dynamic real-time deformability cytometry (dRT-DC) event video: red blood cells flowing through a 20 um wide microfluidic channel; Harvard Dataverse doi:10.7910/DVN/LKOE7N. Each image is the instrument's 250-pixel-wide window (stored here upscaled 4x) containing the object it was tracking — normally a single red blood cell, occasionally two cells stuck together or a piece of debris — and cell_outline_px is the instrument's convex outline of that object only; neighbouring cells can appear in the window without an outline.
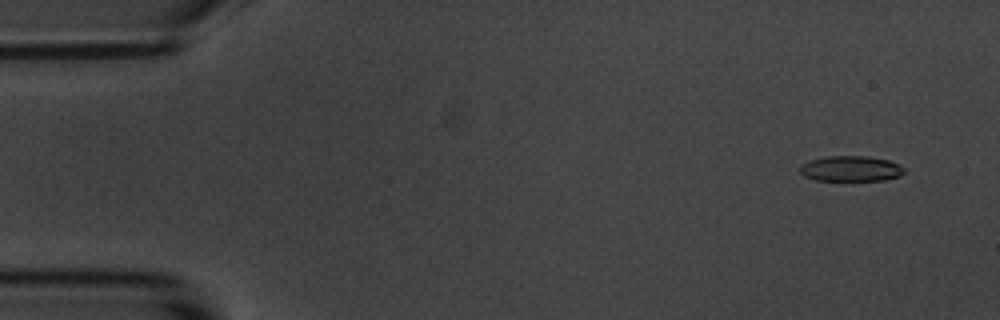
{"species": "common noctule bat (a hibernating species)", "species_latin": "Nyctalus noctula", "temperature_condition": "room temperature", "stored_images_in_passage": 56, "camera_frame_rate_fps": 3000, "um_per_image_px": 0.085, "animal": {"sex": "male", "body_mass_g": 20.1, "forearm_length_mm": 53.5}, "frame": {"image": 1, "passage_image": 4, "time_ms": 1.0, "image_size_px": [1000, 320], "cell_outline_px": [[904, 172], [900, 176], [884, 180], [816, 180], [804, 176], [800, 172], [800, 164], [824, 156], [868, 156], [888, 160], [904, 168]], "centroid_in_image_um": [72.3, 14.33], "position_along_channel_um": 12.7, "area_um2": 15.37}}
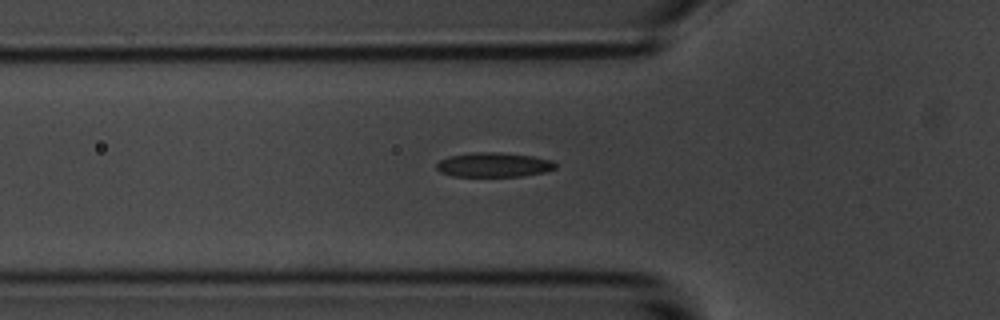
{"frame": {"image": 2, "passage_image": 19, "time_ms": 6.0, "image_size_px": [1000, 320], "cell_outline_px": [[556, 168], [544, 172], [524, 176], [452, 176], [440, 172], [436, 168], [436, 164], [440, 160], [448, 156], [472, 152], [500, 152], [532, 156], [552, 160], [556, 164]], "centroid_in_image_um": [41.95, 14.0], "position_along_channel_um": 83.8, "area_um2": 17.05}}
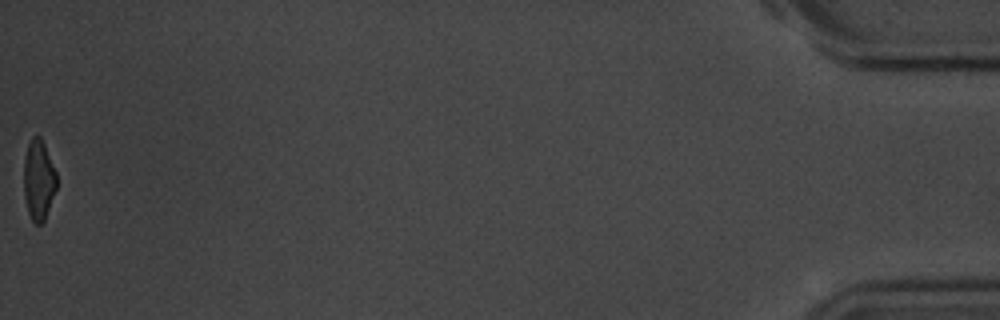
{"frame": {"image": 3, "passage_image": 56, "time_ms": 18.333, "image_size_px": [1000, 320], "cell_outline_px": [[56, 188], [44, 220], [40, 224], [36, 224], [32, 220], [28, 212], [24, 196], [24, 160], [28, 144], [32, 136], [40, 136], [44, 144], [56, 172]], "centroid_in_image_um": [3.27, 15.28], "position_along_channel_um": 431.9, "area_um2": 15.09}, "authors_computed_cell_mechanics": {"area_um2": 16.9065, "velocity_mm_per_s": 3.6333, "shape_relaxation_time_tau1_ms": 3.757, "shape_relaxation_time_tau2_ms": 3.225, "deformation_change_tau1": 0.1324, "deformation_change_tau2": 0.1127}}